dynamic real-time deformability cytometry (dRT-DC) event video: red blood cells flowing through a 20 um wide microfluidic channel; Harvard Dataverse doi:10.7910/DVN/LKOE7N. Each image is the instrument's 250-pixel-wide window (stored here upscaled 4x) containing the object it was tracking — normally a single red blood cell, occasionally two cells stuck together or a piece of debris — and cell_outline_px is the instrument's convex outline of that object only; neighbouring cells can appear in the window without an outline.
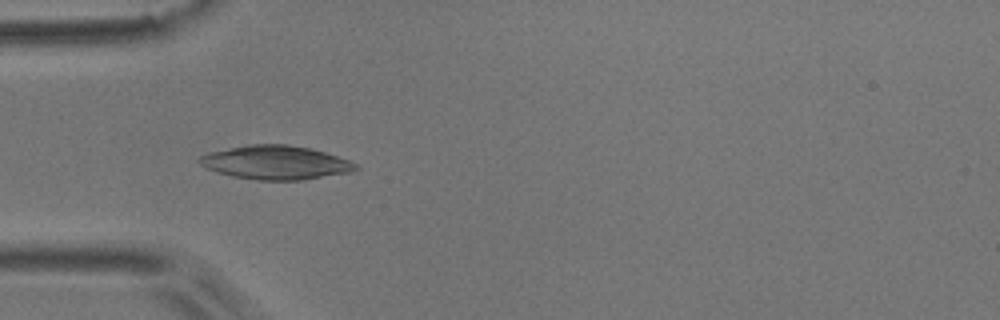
{"species": "common noctule bat (a hibernating species)", "species_latin": "Nyctalus noctula", "temperature_condition": "room temperature", "stored_images_in_passage": 5, "camera_frame_rate_fps": 3000, "um_per_image_px": 0.085, "animal": {"sex": "male", "body_mass_g": 17.9}, "frame": {"image": 1, "passage_image": 4, "time_ms": 1.0, "image_size_px": [1000, 320], "cell_outline_px": [[360, 168], [348, 172], [304, 180], [256, 180], [232, 176], [216, 172], [200, 164], [196, 160], [200, 156], [208, 152], [248, 144], [288, 144], [308, 148], [324, 152], [348, 160], [356, 164]], "centroid_in_image_um": [23.38, 13.81], "position_along_channel_um": 61.6, "area_um2": 30.69}}
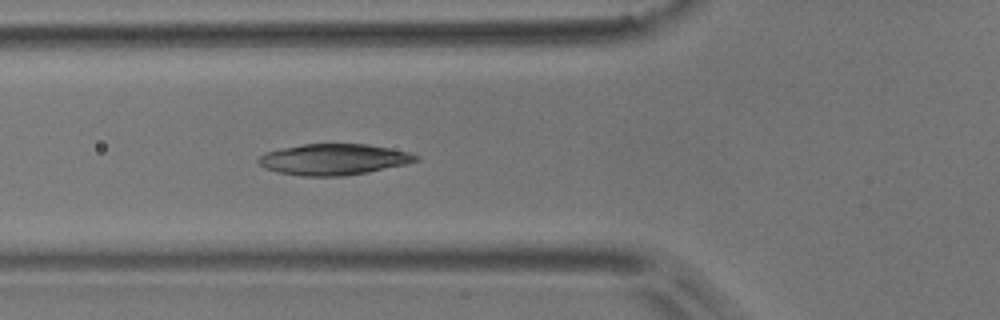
{"frame": {"image": 2, "passage_image": 5, "time_ms": 1.333, "image_size_px": [1000, 320], "cell_outline_px": [[420, 160], [408, 164], [368, 172], [344, 176], [304, 176], [280, 172], [264, 168], [256, 160], [264, 152], [300, 144], [368, 144], [408, 152], [420, 156]], "centroid_in_image_um": [28.38, 13.55], "position_along_channel_um": 97.4, "area_um2": 28.55}}